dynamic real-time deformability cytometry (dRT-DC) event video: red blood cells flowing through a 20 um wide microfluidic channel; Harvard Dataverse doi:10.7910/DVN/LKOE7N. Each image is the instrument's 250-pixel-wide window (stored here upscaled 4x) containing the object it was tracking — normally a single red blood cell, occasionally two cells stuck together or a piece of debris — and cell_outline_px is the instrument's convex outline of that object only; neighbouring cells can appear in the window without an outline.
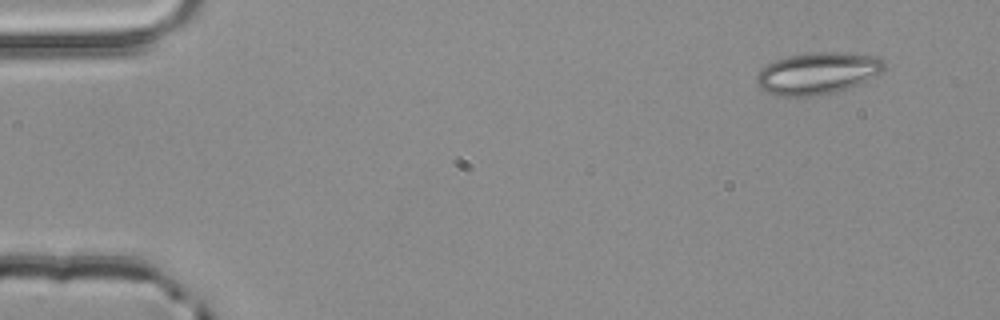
{"species": "common noctule bat (a hibernating species)", "species_latin": "Nyctalus noctula", "temperature_condition": "room temperature", "stored_images_in_passage": 2, "camera_frame_rate_fps": 3000, "um_per_image_px": 0.085, "animal": {"sex": "male", "body_mass_g": 20.4}, "frame": {"image": 1, "passage_image": 1, "time_ms": 0.0, "image_size_px": [1000, 320], "cell_outline_px": [[884, 68], [880, 72], [848, 88], [832, 92], [808, 96], [776, 96], [764, 92], [756, 84], [756, 76], [768, 64], [776, 60], [788, 56], [808, 52], [840, 52], [880, 56], [884, 60]], "centroid_in_image_um": [69.46, 6.21], "position_along_channel_um": 15.5, "area_um2": 30.87}}